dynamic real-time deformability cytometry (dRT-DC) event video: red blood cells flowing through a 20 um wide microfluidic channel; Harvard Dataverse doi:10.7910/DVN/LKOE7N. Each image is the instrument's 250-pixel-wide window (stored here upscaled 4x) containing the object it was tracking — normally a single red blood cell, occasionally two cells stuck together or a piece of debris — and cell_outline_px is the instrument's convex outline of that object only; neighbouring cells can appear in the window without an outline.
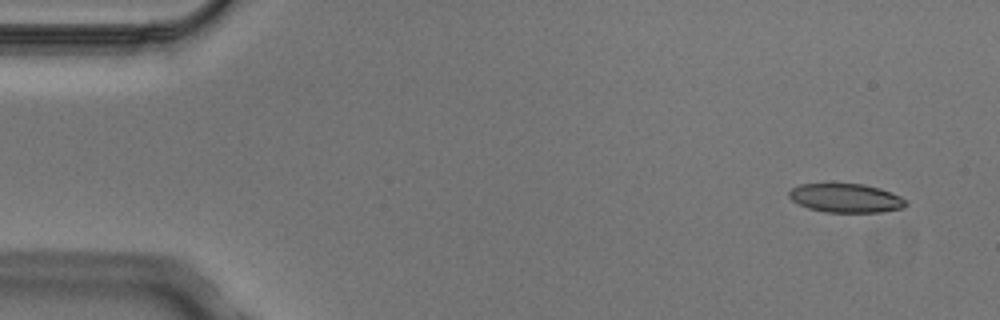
{"species": "Egyptian fruit bat (a non-hibernating species)", "species_latin": "Rousettus aegyptiacus", "temperature_condition": "cold", "stored_images_in_passage": 5, "segment_of_instrument_passage": [1, 2], "camera_frame_rate_fps": 3000, "um_per_image_px": 0.085, "animal": {"sex": "male"}, "frame": {"image": 1, "passage_image": 1, "time_ms": 0.0, "image_size_px": [1000, 320], "cell_outline_px": [[908, 204], [904, 208], [880, 212], [824, 212], [808, 208], [792, 200], [788, 196], [788, 192], [792, 188], [800, 184], [864, 184], [880, 188], [900, 196], [908, 200]], "centroid_in_image_um": [71.93, 16.84], "position_along_channel_um": 13.1, "area_um2": 19.71}}